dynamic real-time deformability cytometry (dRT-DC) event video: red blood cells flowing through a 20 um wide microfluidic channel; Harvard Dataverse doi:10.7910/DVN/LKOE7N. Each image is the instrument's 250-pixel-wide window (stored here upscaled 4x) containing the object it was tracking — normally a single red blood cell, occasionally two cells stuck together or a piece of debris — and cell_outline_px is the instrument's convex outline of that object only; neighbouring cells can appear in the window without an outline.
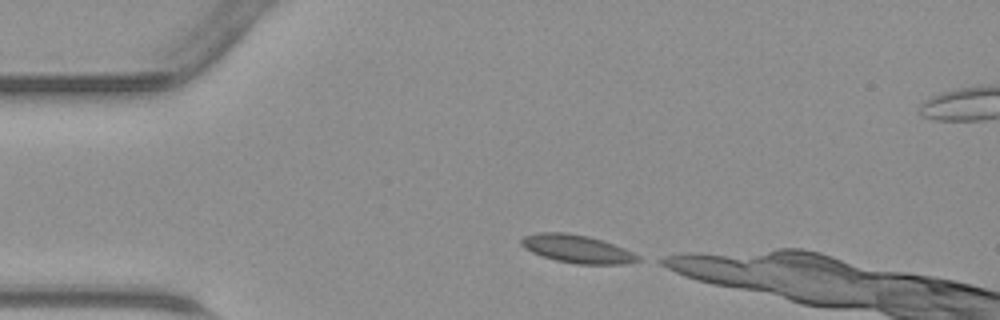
{"species": "common noctule bat (a hibernating species)", "species_latin": "Nyctalus noctula", "temperature_condition": "warm", "stored_images_in_passage": 8, "camera_frame_rate_fps": 3000, "um_per_image_px": 0.085, "animal": {"sex": "male", "body_mass_g": 23.1, "forearm_length_mm": 52.7}, "frame": {"image": 1, "passage_image": 1, "time_ms": 0.0, "image_size_px": [1000, 320], "cell_outline_px": [[640, 260], [624, 264], [576, 264], [556, 260], [532, 252], [524, 248], [520, 244], [520, 240], [524, 236], [536, 232], [564, 232], [588, 236], [624, 248], [640, 256]], "centroid_in_image_um": [49.02, 21.15], "position_along_channel_um": 36.0, "area_um2": 18.9}}
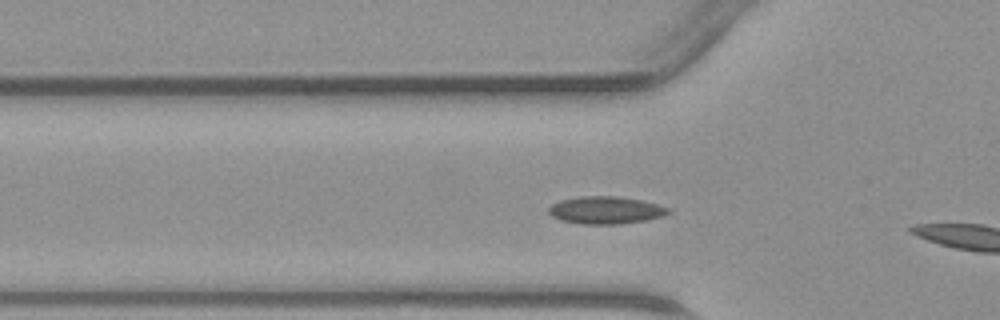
{"frame": {"image": 2, "passage_image": 6, "time_ms": 1.667, "image_size_px": [1000, 320], "cell_outline_px": [[672, 212], [664, 216], [644, 220], [616, 224], [580, 224], [560, 220], [552, 216], [548, 212], [548, 208], [552, 204], [560, 200], [580, 196], [616, 196], [640, 200], [656, 204], [668, 208]], "centroid_in_image_um": [51.45, 17.86], "position_along_channel_um": 74.3, "area_um2": 19.07}}